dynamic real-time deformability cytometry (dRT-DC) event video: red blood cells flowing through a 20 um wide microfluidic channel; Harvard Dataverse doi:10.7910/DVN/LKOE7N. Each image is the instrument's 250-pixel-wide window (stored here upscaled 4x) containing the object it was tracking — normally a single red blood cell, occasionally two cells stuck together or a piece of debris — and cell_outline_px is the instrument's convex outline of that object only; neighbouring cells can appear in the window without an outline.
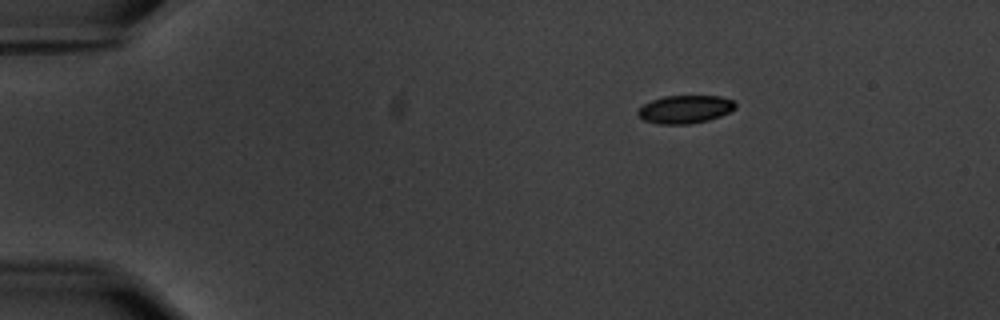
{"species": "common noctule bat (a hibernating species)", "species_latin": "Nyctalus noctula", "temperature_condition": "warm", "stored_images_in_passage": 49, "camera_frame_rate_fps": 3000, "um_per_image_px": 0.085, "animal": {"sex": "male", "body_mass_g": 20.1, "forearm_length_mm": 53.5}, "frame": {"image": 1, "passage_image": 1, "time_ms": 0.0, "image_size_px": [1000, 320], "cell_outline_px": [[736, 108], [720, 116], [708, 120], [688, 124], [660, 124], [644, 120], [636, 112], [644, 104], [652, 100], [664, 96], [720, 96], [732, 100], [736, 104]], "centroid_in_image_um": [58.24, 9.29], "position_along_channel_um": 26.8, "area_um2": 15.78}}
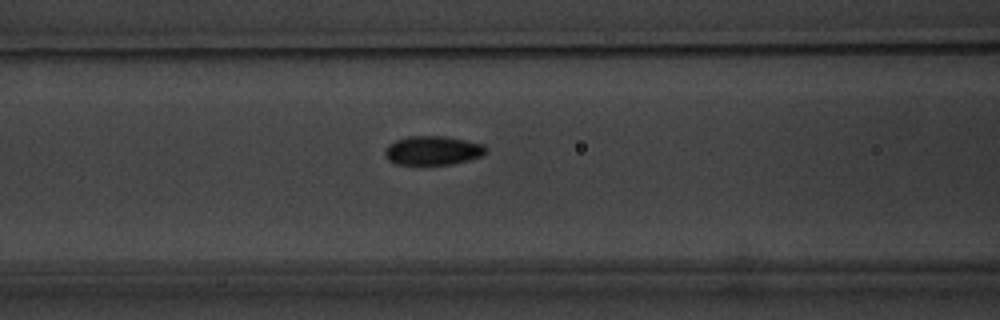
{"frame": {"image": 2, "passage_image": 16, "time_ms": 5.0, "image_size_px": [1000, 320], "cell_outline_px": [[488, 148], [480, 156], [468, 160], [452, 164], [396, 164], [388, 160], [384, 156], [384, 152], [388, 144], [396, 140], [408, 136], [444, 136], [484, 144]], "centroid_in_image_um": [36.75, 12.79], "position_along_channel_um": 129.8, "area_um2": 16.99}}
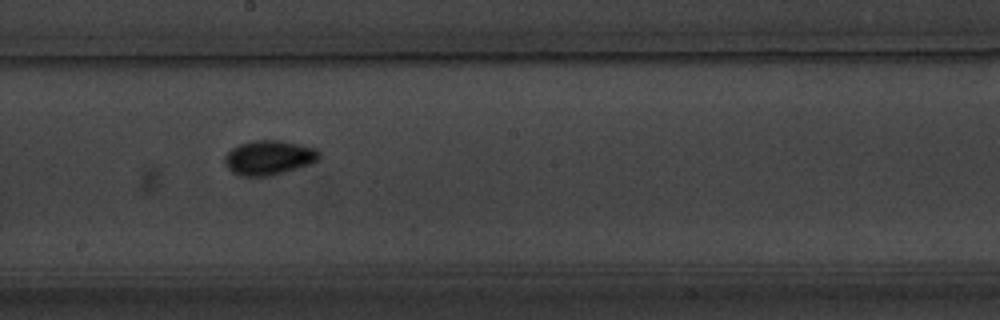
{"frame": {"image": 3, "passage_image": 24, "time_ms": 7.667, "image_size_px": [1000, 320], "cell_outline_px": [[320, 156], [316, 160], [308, 164], [284, 172], [268, 176], [240, 176], [232, 172], [224, 164], [224, 156], [232, 148], [240, 144], [252, 140], [280, 140], [300, 144], [316, 148], [320, 152]], "centroid_in_image_um": [22.82, 13.39], "position_along_channel_um": 225.4, "area_um2": 18.96}, "authors_computed_cell_mechanics": {"area_um2": 16.7042, "velocity_mm_per_s": 3.5742, "shape_relaxation_time_tau1_ms": 2.958, "shape_relaxation_time_tau2_ms": null, "deformation_change_tau1": 0.0941, "deformation_change_tau2": null}}